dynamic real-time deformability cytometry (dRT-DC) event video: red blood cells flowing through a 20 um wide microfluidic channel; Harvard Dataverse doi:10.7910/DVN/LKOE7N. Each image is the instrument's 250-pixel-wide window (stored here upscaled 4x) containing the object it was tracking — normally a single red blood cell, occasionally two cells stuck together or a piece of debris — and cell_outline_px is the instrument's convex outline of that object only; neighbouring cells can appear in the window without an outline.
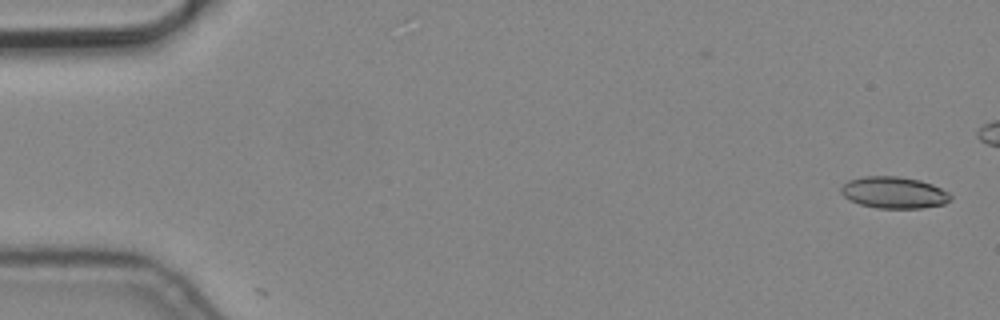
{"species": "common noctule bat (a hibernating species)", "species_latin": "Nyctalus noctula", "temperature_condition": "cold", "stored_images_in_passage": 2, "camera_frame_rate_fps": 3000, "um_per_image_px": 0.085, "animal": {"sex": "male", "body_mass_g": 19.2, "forearm_length_mm": 51.8}, "frame": {"image": 1, "passage_image": 2, "time_ms": 0.333, "image_size_px": [1000, 320], "cell_outline_px": [[952, 200], [944, 204], [920, 208], [876, 208], [860, 204], [844, 196], [840, 192], [840, 188], [848, 180], [864, 176], [896, 176], [920, 180], [932, 184], [948, 192], [952, 196]], "centroid_in_image_um": [76.0, 16.36], "position_along_channel_um": 9.0, "area_um2": 20.17}}